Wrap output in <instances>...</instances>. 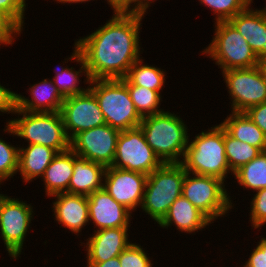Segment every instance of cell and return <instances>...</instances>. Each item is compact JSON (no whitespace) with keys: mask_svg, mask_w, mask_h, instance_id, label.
I'll return each mask as SVG.
<instances>
[{"mask_svg":"<svg viewBox=\"0 0 266 267\" xmlns=\"http://www.w3.org/2000/svg\"><path fill=\"white\" fill-rule=\"evenodd\" d=\"M96 31L75 41L91 80L122 79L140 58L139 33L144 15L113 11Z\"/></svg>","mask_w":266,"mask_h":267,"instance_id":"1","label":"cell"},{"mask_svg":"<svg viewBox=\"0 0 266 267\" xmlns=\"http://www.w3.org/2000/svg\"><path fill=\"white\" fill-rule=\"evenodd\" d=\"M139 127L147 144L163 163L182 162L190 139L188 127L180 116L162 111L142 117Z\"/></svg>","mask_w":266,"mask_h":267,"instance_id":"2","label":"cell"},{"mask_svg":"<svg viewBox=\"0 0 266 267\" xmlns=\"http://www.w3.org/2000/svg\"><path fill=\"white\" fill-rule=\"evenodd\" d=\"M181 164L188 173L212 176L225 182L231 169L225 153L224 128L219 124L197 134L189 141Z\"/></svg>","mask_w":266,"mask_h":267,"instance_id":"3","label":"cell"},{"mask_svg":"<svg viewBox=\"0 0 266 267\" xmlns=\"http://www.w3.org/2000/svg\"><path fill=\"white\" fill-rule=\"evenodd\" d=\"M14 114L22 117L9 120L4 132L23 138L28 145L48 146L58 153L70 149V139L60 112H27L16 109Z\"/></svg>","mask_w":266,"mask_h":267,"instance_id":"4","label":"cell"},{"mask_svg":"<svg viewBox=\"0 0 266 267\" xmlns=\"http://www.w3.org/2000/svg\"><path fill=\"white\" fill-rule=\"evenodd\" d=\"M88 88L97 99L106 124L119 131L139 127L142 117L121 79L91 80Z\"/></svg>","mask_w":266,"mask_h":267,"instance_id":"5","label":"cell"},{"mask_svg":"<svg viewBox=\"0 0 266 267\" xmlns=\"http://www.w3.org/2000/svg\"><path fill=\"white\" fill-rule=\"evenodd\" d=\"M184 178L181 163H163L147 177L141 209L159 223L182 195Z\"/></svg>","mask_w":266,"mask_h":267,"instance_id":"6","label":"cell"},{"mask_svg":"<svg viewBox=\"0 0 266 267\" xmlns=\"http://www.w3.org/2000/svg\"><path fill=\"white\" fill-rule=\"evenodd\" d=\"M214 28L213 40L201 51L203 55L214 60L222 71L258 66V57L229 21L216 22Z\"/></svg>","mask_w":266,"mask_h":267,"instance_id":"7","label":"cell"},{"mask_svg":"<svg viewBox=\"0 0 266 267\" xmlns=\"http://www.w3.org/2000/svg\"><path fill=\"white\" fill-rule=\"evenodd\" d=\"M182 196L188 199L212 223L219 216L223 217L233 207L224 181L212 176L185 171Z\"/></svg>","mask_w":266,"mask_h":267,"instance_id":"8","label":"cell"},{"mask_svg":"<svg viewBox=\"0 0 266 267\" xmlns=\"http://www.w3.org/2000/svg\"><path fill=\"white\" fill-rule=\"evenodd\" d=\"M162 164L140 127L120 131L111 167L149 175Z\"/></svg>","mask_w":266,"mask_h":267,"instance_id":"9","label":"cell"},{"mask_svg":"<svg viewBox=\"0 0 266 267\" xmlns=\"http://www.w3.org/2000/svg\"><path fill=\"white\" fill-rule=\"evenodd\" d=\"M33 212V207L23 200L0 196V236L12 259L20 257Z\"/></svg>","mask_w":266,"mask_h":267,"instance_id":"10","label":"cell"},{"mask_svg":"<svg viewBox=\"0 0 266 267\" xmlns=\"http://www.w3.org/2000/svg\"><path fill=\"white\" fill-rule=\"evenodd\" d=\"M222 76L231 96V112H245L266 102V81L258 66L225 70Z\"/></svg>","mask_w":266,"mask_h":267,"instance_id":"11","label":"cell"},{"mask_svg":"<svg viewBox=\"0 0 266 267\" xmlns=\"http://www.w3.org/2000/svg\"><path fill=\"white\" fill-rule=\"evenodd\" d=\"M60 114L70 141L82 131L106 124L97 99L89 89L81 94L66 97Z\"/></svg>","mask_w":266,"mask_h":267,"instance_id":"12","label":"cell"},{"mask_svg":"<svg viewBox=\"0 0 266 267\" xmlns=\"http://www.w3.org/2000/svg\"><path fill=\"white\" fill-rule=\"evenodd\" d=\"M120 131L108 124L78 133L70 141V149L79 157L112 166Z\"/></svg>","mask_w":266,"mask_h":267,"instance_id":"13","label":"cell"},{"mask_svg":"<svg viewBox=\"0 0 266 267\" xmlns=\"http://www.w3.org/2000/svg\"><path fill=\"white\" fill-rule=\"evenodd\" d=\"M147 177L139 172L109 166L105 169L103 188L115 201L133 212L136 207H141Z\"/></svg>","mask_w":266,"mask_h":267,"instance_id":"14","label":"cell"},{"mask_svg":"<svg viewBox=\"0 0 266 267\" xmlns=\"http://www.w3.org/2000/svg\"><path fill=\"white\" fill-rule=\"evenodd\" d=\"M88 197L89 221H93L97 230L130 227L132 212L115 201L104 188L96 190Z\"/></svg>","mask_w":266,"mask_h":267,"instance_id":"15","label":"cell"},{"mask_svg":"<svg viewBox=\"0 0 266 267\" xmlns=\"http://www.w3.org/2000/svg\"><path fill=\"white\" fill-rule=\"evenodd\" d=\"M129 227L107 228L93 231L86 241L87 262H105L119 256L130 244Z\"/></svg>","mask_w":266,"mask_h":267,"instance_id":"16","label":"cell"},{"mask_svg":"<svg viewBox=\"0 0 266 267\" xmlns=\"http://www.w3.org/2000/svg\"><path fill=\"white\" fill-rule=\"evenodd\" d=\"M53 202L54 219L72 233L78 234L89 223L88 197L80 194L61 192L51 195Z\"/></svg>","mask_w":266,"mask_h":267,"instance_id":"17","label":"cell"},{"mask_svg":"<svg viewBox=\"0 0 266 267\" xmlns=\"http://www.w3.org/2000/svg\"><path fill=\"white\" fill-rule=\"evenodd\" d=\"M249 5L229 22L245 38L258 59L266 57V17Z\"/></svg>","mask_w":266,"mask_h":267,"instance_id":"18","label":"cell"},{"mask_svg":"<svg viewBox=\"0 0 266 267\" xmlns=\"http://www.w3.org/2000/svg\"><path fill=\"white\" fill-rule=\"evenodd\" d=\"M177 227L181 232L192 233L206 228L212 222L182 195L170 206L167 214L158 223L160 227Z\"/></svg>","mask_w":266,"mask_h":267,"instance_id":"19","label":"cell"},{"mask_svg":"<svg viewBox=\"0 0 266 267\" xmlns=\"http://www.w3.org/2000/svg\"><path fill=\"white\" fill-rule=\"evenodd\" d=\"M30 87L31 99L17 93V109L27 112H60L65 98L53 80L44 79Z\"/></svg>","mask_w":266,"mask_h":267,"instance_id":"20","label":"cell"},{"mask_svg":"<svg viewBox=\"0 0 266 267\" xmlns=\"http://www.w3.org/2000/svg\"><path fill=\"white\" fill-rule=\"evenodd\" d=\"M106 167L74 153L73 175L67 193L89 196L103 188Z\"/></svg>","mask_w":266,"mask_h":267,"instance_id":"21","label":"cell"},{"mask_svg":"<svg viewBox=\"0 0 266 267\" xmlns=\"http://www.w3.org/2000/svg\"><path fill=\"white\" fill-rule=\"evenodd\" d=\"M58 154L51 147L40 144H31L27 147L19 148L18 171L24 182H31L35 178H41L52 162L53 158Z\"/></svg>","mask_w":266,"mask_h":267,"instance_id":"22","label":"cell"},{"mask_svg":"<svg viewBox=\"0 0 266 267\" xmlns=\"http://www.w3.org/2000/svg\"><path fill=\"white\" fill-rule=\"evenodd\" d=\"M73 166L74 152L71 149L58 153L53 158L42 176L46 196L68 191Z\"/></svg>","mask_w":266,"mask_h":267,"instance_id":"23","label":"cell"},{"mask_svg":"<svg viewBox=\"0 0 266 267\" xmlns=\"http://www.w3.org/2000/svg\"><path fill=\"white\" fill-rule=\"evenodd\" d=\"M220 125L237 140L266 151V136L245 112H232Z\"/></svg>","mask_w":266,"mask_h":267,"instance_id":"24","label":"cell"},{"mask_svg":"<svg viewBox=\"0 0 266 267\" xmlns=\"http://www.w3.org/2000/svg\"><path fill=\"white\" fill-rule=\"evenodd\" d=\"M69 59L76 61L77 64L79 63V65L81 66L80 69L76 71L73 67H60L61 70L57 71L54 75V78L52 79L54 85L57 87L58 91L64 98L81 94L89 89L88 87L86 89L79 87V78L83 74L86 75V80L84 82L89 84L91 81L87 67L85 65V61L75 48Z\"/></svg>","mask_w":266,"mask_h":267,"instance_id":"25","label":"cell"},{"mask_svg":"<svg viewBox=\"0 0 266 267\" xmlns=\"http://www.w3.org/2000/svg\"><path fill=\"white\" fill-rule=\"evenodd\" d=\"M165 71L153 65L143 64L139 58L130 68L125 79L131 84L146 87L151 90H162L165 79Z\"/></svg>","mask_w":266,"mask_h":267,"instance_id":"26","label":"cell"},{"mask_svg":"<svg viewBox=\"0 0 266 267\" xmlns=\"http://www.w3.org/2000/svg\"><path fill=\"white\" fill-rule=\"evenodd\" d=\"M240 186L258 191L266 188V151L233 173Z\"/></svg>","mask_w":266,"mask_h":267,"instance_id":"27","label":"cell"},{"mask_svg":"<svg viewBox=\"0 0 266 267\" xmlns=\"http://www.w3.org/2000/svg\"><path fill=\"white\" fill-rule=\"evenodd\" d=\"M224 146L226 158L232 174L261 153L258 148L233 138L225 129Z\"/></svg>","mask_w":266,"mask_h":267,"instance_id":"28","label":"cell"},{"mask_svg":"<svg viewBox=\"0 0 266 267\" xmlns=\"http://www.w3.org/2000/svg\"><path fill=\"white\" fill-rule=\"evenodd\" d=\"M127 86L136 111L141 117L164 111L161 105V93L146 87L131 85L125 78L121 79Z\"/></svg>","mask_w":266,"mask_h":267,"instance_id":"29","label":"cell"},{"mask_svg":"<svg viewBox=\"0 0 266 267\" xmlns=\"http://www.w3.org/2000/svg\"><path fill=\"white\" fill-rule=\"evenodd\" d=\"M201 4L214 11V22L229 21L236 14L244 11L253 0H199Z\"/></svg>","mask_w":266,"mask_h":267,"instance_id":"30","label":"cell"},{"mask_svg":"<svg viewBox=\"0 0 266 267\" xmlns=\"http://www.w3.org/2000/svg\"><path fill=\"white\" fill-rule=\"evenodd\" d=\"M19 148L0 138V182L13 178L17 173Z\"/></svg>","mask_w":266,"mask_h":267,"instance_id":"31","label":"cell"},{"mask_svg":"<svg viewBox=\"0 0 266 267\" xmlns=\"http://www.w3.org/2000/svg\"><path fill=\"white\" fill-rule=\"evenodd\" d=\"M121 267H152V260L139 244L130 243L119 255Z\"/></svg>","mask_w":266,"mask_h":267,"instance_id":"32","label":"cell"},{"mask_svg":"<svg viewBox=\"0 0 266 267\" xmlns=\"http://www.w3.org/2000/svg\"><path fill=\"white\" fill-rule=\"evenodd\" d=\"M250 204L251 226L254 229L261 228L266 224V188L256 191Z\"/></svg>","mask_w":266,"mask_h":267,"instance_id":"33","label":"cell"},{"mask_svg":"<svg viewBox=\"0 0 266 267\" xmlns=\"http://www.w3.org/2000/svg\"><path fill=\"white\" fill-rule=\"evenodd\" d=\"M22 30L7 13L0 10V45H12L15 35L20 36Z\"/></svg>","mask_w":266,"mask_h":267,"instance_id":"34","label":"cell"},{"mask_svg":"<svg viewBox=\"0 0 266 267\" xmlns=\"http://www.w3.org/2000/svg\"><path fill=\"white\" fill-rule=\"evenodd\" d=\"M0 10L7 13L23 29L26 0H0Z\"/></svg>","mask_w":266,"mask_h":267,"instance_id":"35","label":"cell"},{"mask_svg":"<svg viewBox=\"0 0 266 267\" xmlns=\"http://www.w3.org/2000/svg\"><path fill=\"white\" fill-rule=\"evenodd\" d=\"M243 267H266V238L262 237Z\"/></svg>","mask_w":266,"mask_h":267,"instance_id":"36","label":"cell"},{"mask_svg":"<svg viewBox=\"0 0 266 267\" xmlns=\"http://www.w3.org/2000/svg\"><path fill=\"white\" fill-rule=\"evenodd\" d=\"M17 109V93L0 84V112L14 113Z\"/></svg>","mask_w":266,"mask_h":267,"instance_id":"37","label":"cell"},{"mask_svg":"<svg viewBox=\"0 0 266 267\" xmlns=\"http://www.w3.org/2000/svg\"><path fill=\"white\" fill-rule=\"evenodd\" d=\"M245 113L266 136V102L251 106Z\"/></svg>","mask_w":266,"mask_h":267,"instance_id":"38","label":"cell"},{"mask_svg":"<svg viewBox=\"0 0 266 267\" xmlns=\"http://www.w3.org/2000/svg\"><path fill=\"white\" fill-rule=\"evenodd\" d=\"M114 11L132 13V0H107Z\"/></svg>","mask_w":266,"mask_h":267,"instance_id":"39","label":"cell"},{"mask_svg":"<svg viewBox=\"0 0 266 267\" xmlns=\"http://www.w3.org/2000/svg\"><path fill=\"white\" fill-rule=\"evenodd\" d=\"M152 1L155 0H132V13L145 15Z\"/></svg>","mask_w":266,"mask_h":267,"instance_id":"40","label":"cell"},{"mask_svg":"<svg viewBox=\"0 0 266 267\" xmlns=\"http://www.w3.org/2000/svg\"><path fill=\"white\" fill-rule=\"evenodd\" d=\"M87 267H121L119 256L105 262H87Z\"/></svg>","mask_w":266,"mask_h":267,"instance_id":"41","label":"cell"},{"mask_svg":"<svg viewBox=\"0 0 266 267\" xmlns=\"http://www.w3.org/2000/svg\"><path fill=\"white\" fill-rule=\"evenodd\" d=\"M258 67L262 72L264 80L266 81V57L260 58L258 62Z\"/></svg>","mask_w":266,"mask_h":267,"instance_id":"42","label":"cell"},{"mask_svg":"<svg viewBox=\"0 0 266 267\" xmlns=\"http://www.w3.org/2000/svg\"><path fill=\"white\" fill-rule=\"evenodd\" d=\"M55 1H57L58 3H62V4H64V3H82V2H90L91 0H55Z\"/></svg>","mask_w":266,"mask_h":267,"instance_id":"43","label":"cell"},{"mask_svg":"<svg viewBox=\"0 0 266 267\" xmlns=\"http://www.w3.org/2000/svg\"><path fill=\"white\" fill-rule=\"evenodd\" d=\"M258 11L266 17V6Z\"/></svg>","mask_w":266,"mask_h":267,"instance_id":"44","label":"cell"}]
</instances>
